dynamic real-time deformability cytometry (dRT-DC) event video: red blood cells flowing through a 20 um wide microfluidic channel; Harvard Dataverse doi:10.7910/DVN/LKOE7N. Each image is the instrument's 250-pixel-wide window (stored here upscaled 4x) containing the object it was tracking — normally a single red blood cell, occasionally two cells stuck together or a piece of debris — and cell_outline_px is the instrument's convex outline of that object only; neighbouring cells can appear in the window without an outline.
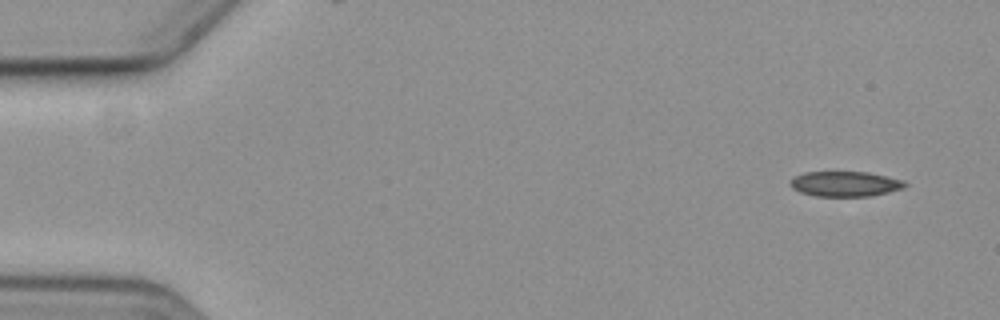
{"species": "common noctule bat (a hibernating species)", "species_latin": "Nyctalus noctula", "temperature_condition": "cold", "stored_images_in_passage": 6, "camera_frame_rate_fps": 3000, "um_per_image_px": 0.085, "animal": {"sex": "female", "body_mass_g": 19.3, "forearm_length_mm": 54.1}, "frame": {"image": 1, "passage_image": 1, "time_ms": 0.0, "image_size_px": [1000, 320], "cell_outline_px": [[908, 184], [904, 188], [872, 196], [816, 196], [800, 192], [792, 188], [788, 184], [788, 180], [792, 176], [804, 172], [868, 172], [888, 176], [904, 180]], "centroid_in_image_um": [71.81, 15.62], "position_along_channel_um": 13.2, "area_um2": 17.11}}
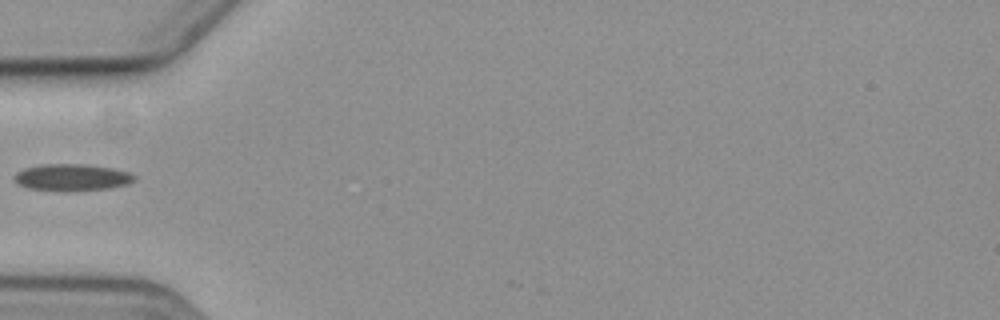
{"frame": {"image": 2, "passage_image": 5, "time_ms": 5.333, "image_size_px": [1000, 320], "cell_outline_px": [[136, 180], [128, 184], [108, 188], [68, 192], [64, 192], [28, 188], [16, 184], [16, 172], [24, 168], [40, 164], [80, 164], [112, 168], [128, 172], [136, 176]], "centroid_in_image_um": [6.11, 15.09], "position_along_channel_um": 78.9, "area_um2": 18.9}}
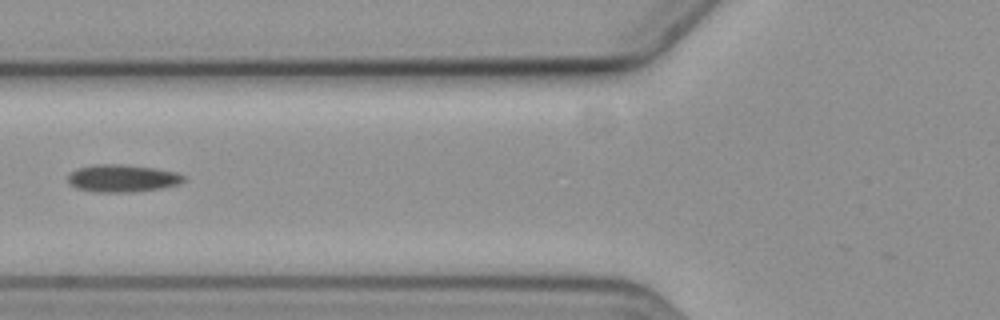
{"frame": {"image": 3, "passage_image": 6, "time_ms": 6.333, "image_size_px": [1000, 320], "cell_outline_px": [[188, 180], [180, 184], [164, 188], [132, 192], [92, 192], [76, 188], [68, 180], [68, 176], [76, 168], [92, 164], [124, 164], [156, 168], [176, 172], [184, 176]], "centroid_in_image_um": [10.44, 15.15], "position_along_channel_um": 115.4, "area_um2": 18.84}}